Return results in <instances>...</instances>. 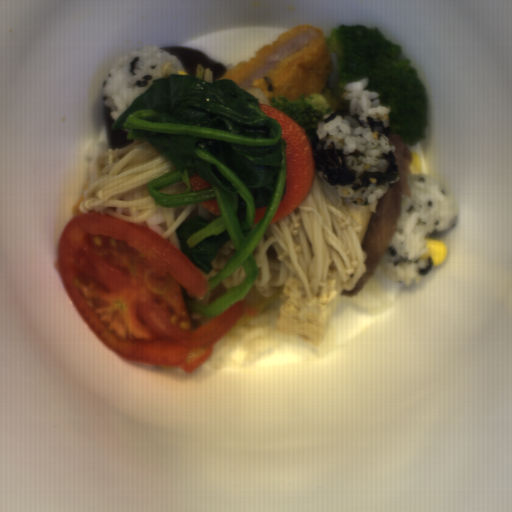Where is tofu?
I'll list each match as a JSON object with an SVG mask.
<instances>
[{
	"label": "tofu",
	"instance_id": "1",
	"mask_svg": "<svg viewBox=\"0 0 512 512\" xmlns=\"http://www.w3.org/2000/svg\"><path fill=\"white\" fill-rule=\"evenodd\" d=\"M341 199L345 211L362 227L361 231L358 233V239L361 246L373 212L369 211L367 203L362 201L360 198L349 199L341 197Z\"/></svg>",
	"mask_w": 512,
	"mask_h": 512
}]
</instances>
